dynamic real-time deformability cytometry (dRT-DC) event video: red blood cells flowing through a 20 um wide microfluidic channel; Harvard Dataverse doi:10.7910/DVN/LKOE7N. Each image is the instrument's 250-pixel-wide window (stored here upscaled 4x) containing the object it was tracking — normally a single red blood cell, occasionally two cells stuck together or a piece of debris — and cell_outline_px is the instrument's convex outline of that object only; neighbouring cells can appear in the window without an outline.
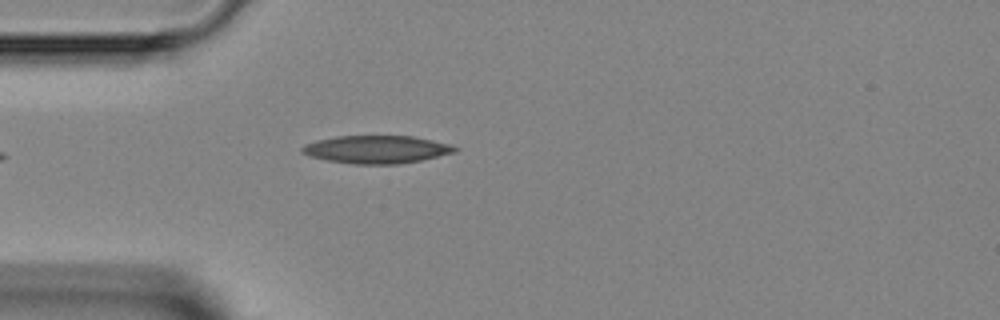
{"species": "Egyptian fruit bat (a non-hibernating species)", "species_latin": "Rousettus aegyptiacus", "temperature_condition": "room temperature", "stored_images_in_passage": 4, "camera_frame_rate_fps": 3000, "um_per_image_px": 0.085, "animal": {"sex": "female"}, "frame": {"image": 1, "passage_image": 4, "time_ms": 3.667, "image_size_px": [1000, 320], "cell_outline_px": [[460, 148], [456, 152], [420, 160], [400, 164], [356, 164], [328, 160], [308, 156], [300, 152], [300, 148], [304, 144], [316, 140], [336, 136], [412, 136], [432, 140], [448, 144]], "centroid_in_image_um": [31.97, 12.7], "position_along_channel_um": 53.0, "area_um2": 24.8}}